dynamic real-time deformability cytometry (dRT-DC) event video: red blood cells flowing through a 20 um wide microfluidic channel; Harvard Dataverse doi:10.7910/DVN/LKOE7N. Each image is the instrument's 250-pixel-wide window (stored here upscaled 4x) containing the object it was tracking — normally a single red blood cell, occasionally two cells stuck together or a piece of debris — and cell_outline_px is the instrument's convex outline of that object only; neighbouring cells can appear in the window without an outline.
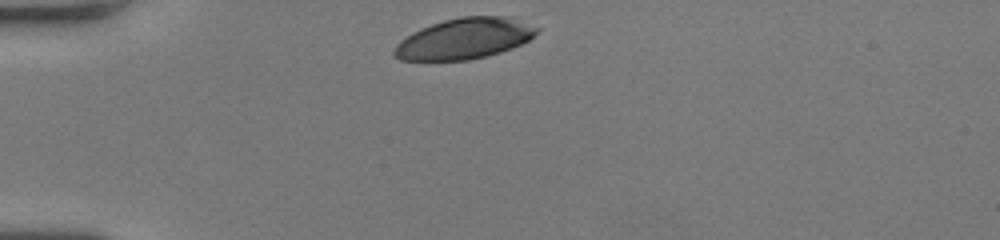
{"species": "human", "species_latin": "Homo sapiens", "temperature_condition": "room temperature", "stored_images_in_passage": 30, "camera_frame_rate_fps": 3000, "um_per_image_px": 0.085, "donor": {"sex": "female"}, "frame": {"image": 1, "passage_image": 1, "time_ms": 0.0, "image_size_px": [1000, 240], "cell_outline_px": [[540, 28], [528, 40], [512, 48], [500, 52], [468, 60], [400, 60], [392, 52], [396, 44], [400, 40], [412, 32], [420, 28], [444, 20], [464, 16], [512, 16]], "centroid_in_image_um": [39.47, 3.27], "position_along_channel_um": 45.5, "area_um2": 33.81}}
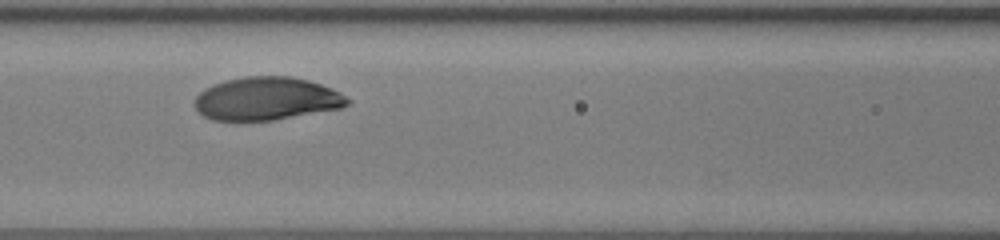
{"frame": {"image": 2, "passage_image": 11, "time_ms": 3.333, "image_size_px": [1000, 240], "cell_outline_px": [[352, 100], [348, 104], [340, 108], [272, 120], [212, 120], [204, 116], [192, 104], [196, 96], [204, 88], [228, 80], [244, 76], [292, 76], [308, 80], [332, 88], [340, 92]], "centroid_in_image_um": [22.66, 8.38], "position_along_channel_um": 143.9, "area_um2": 38.21}}
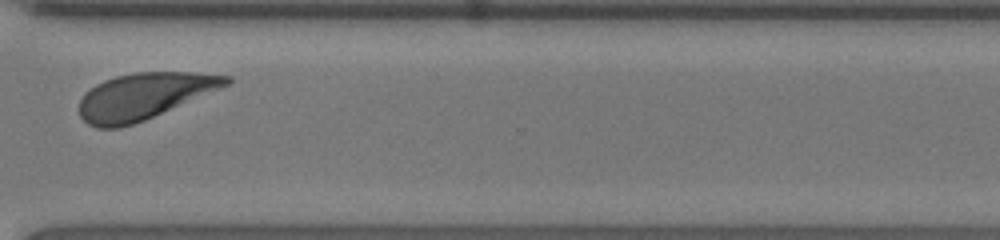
{"frame": {"image": 3, "passage_image": 27, "time_ms": 8.667, "image_size_px": [1000, 240], "cell_outline_px": [[232, 80], [228, 84], [220, 88], [144, 120], [120, 128], [96, 128], [88, 124], [80, 116], [80, 100], [96, 84], [104, 80], [116, 76], [132, 72], [192, 72], [232, 76]], "centroid_in_image_um": [12.23, 8.16], "position_along_channel_um": 358.4, "area_um2": 39.07}, "authors_computed_cell_mechanics": {"area_um2": 39.0439, "velocity_mm_per_s": 4.0104, "shape_relaxation_time_tau1_ms": 2.2491, "shape_relaxation_time_tau2_ms": null, "deformation_change_tau1": 0.1678, "deformation_change_tau2": null}}